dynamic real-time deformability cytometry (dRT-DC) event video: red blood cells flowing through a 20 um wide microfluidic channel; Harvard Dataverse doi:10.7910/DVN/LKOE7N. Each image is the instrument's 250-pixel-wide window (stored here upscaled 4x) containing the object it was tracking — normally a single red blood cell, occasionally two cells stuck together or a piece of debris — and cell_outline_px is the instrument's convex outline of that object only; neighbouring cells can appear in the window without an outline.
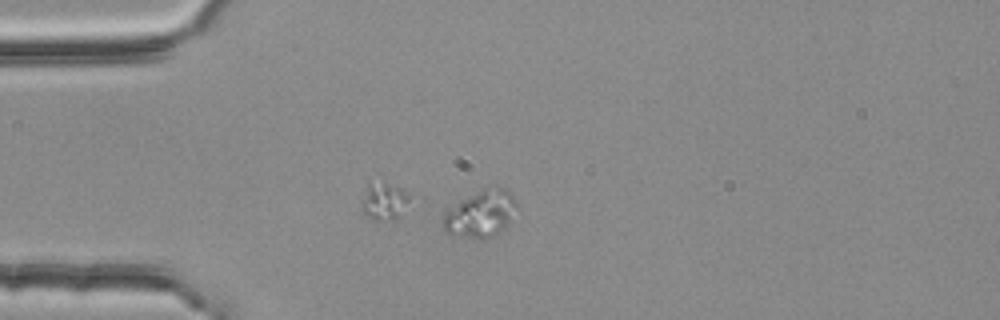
{"species": "common noctule bat (a hibernating species)", "species_latin": "Nyctalus noctula", "temperature_condition": "room temperature", "stored_images_in_passage": 3, "segment_of_instrument_passage": [2, 2], "camera_frame_rate_fps": 3000, "um_per_image_px": 0.085, "animal": {"sex": "female", "body_mass_g": 25.1}, "frame": {"image": 1, "passage_image": 3, "time_ms": 0.667, "image_size_px": [1000, 320], "cell_outline_px": [[516, 208], [500, 232], [484, 240], [480, 240], [452, 236], [444, 228], [444, 212], [448, 208], [460, 200], [484, 188], [504, 188], [516, 200]], "centroid_in_image_um": [40.81, 18.21], "position_along_channel_um": 44.2, "area_um2": 19.83}}